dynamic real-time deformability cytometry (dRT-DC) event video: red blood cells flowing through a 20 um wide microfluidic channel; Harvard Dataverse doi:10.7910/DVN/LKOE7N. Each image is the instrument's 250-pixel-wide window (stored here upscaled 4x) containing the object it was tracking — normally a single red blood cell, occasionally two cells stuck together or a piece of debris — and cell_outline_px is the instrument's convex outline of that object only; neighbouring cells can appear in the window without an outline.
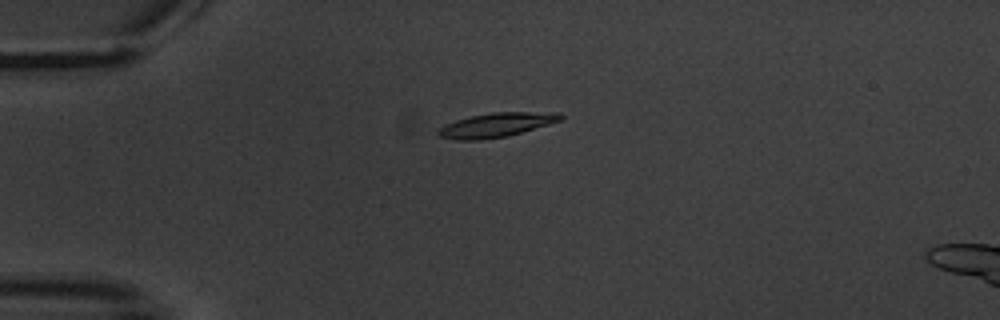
{"species": "common noctule bat (a hibernating species)", "species_latin": "Nyctalus noctula", "temperature_condition": "warm", "stored_images_in_passage": 4, "camera_frame_rate_fps": 3000, "um_per_image_px": 0.085, "animal": {"sex": "male", "body_mass_g": 20.1, "forearm_length_mm": 53.5}, "frame": {"image": 1, "passage_image": 2, "time_ms": 1.333, "image_size_px": [1000, 320], "cell_outline_px": [[564, 120], [508, 136], [480, 140], [456, 140], [436, 136], [436, 132], [444, 124], [456, 120], [472, 116], [492, 112], [560, 112], [564, 116]], "centroid_in_image_um": [42.21, 10.62], "position_along_channel_um": 42.8, "area_um2": 17.51}}